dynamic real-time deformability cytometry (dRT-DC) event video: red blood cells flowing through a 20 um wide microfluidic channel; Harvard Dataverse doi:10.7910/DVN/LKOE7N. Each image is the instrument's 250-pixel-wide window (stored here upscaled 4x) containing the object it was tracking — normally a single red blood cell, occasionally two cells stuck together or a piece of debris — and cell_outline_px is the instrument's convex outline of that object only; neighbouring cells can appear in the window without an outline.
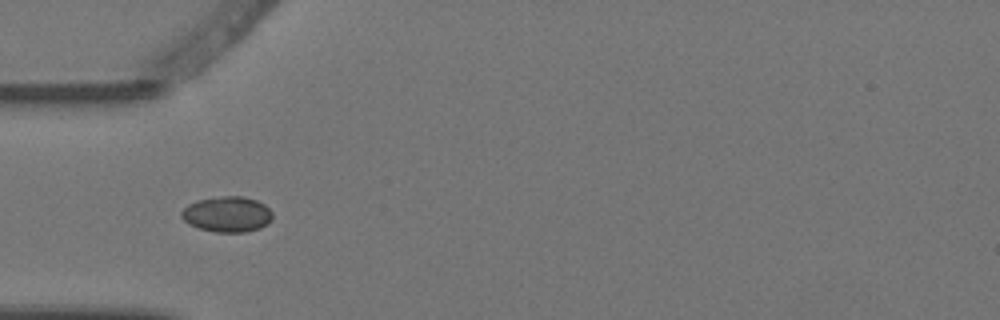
{"species": "Egyptian fruit bat (a non-hibernating species)", "species_latin": "Rousettus aegyptiacus", "temperature_condition": "warm", "stored_images_in_passage": 7, "camera_frame_rate_fps": 3000, "um_per_image_px": 0.085, "animal": {"sex": "female"}, "frame": {"image": 1, "passage_image": 4, "time_ms": 1.0, "image_size_px": [1000, 320], "cell_outline_px": [[272, 220], [268, 224], [260, 228], [244, 232], [216, 232], [200, 228], [188, 224], [180, 216], [180, 212], [188, 204], [200, 200], [220, 196], [244, 196], [256, 200], [264, 204], [272, 212]], "centroid_in_image_um": [19.32, 18.21], "position_along_channel_um": 65.7, "area_um2": 18.9}}
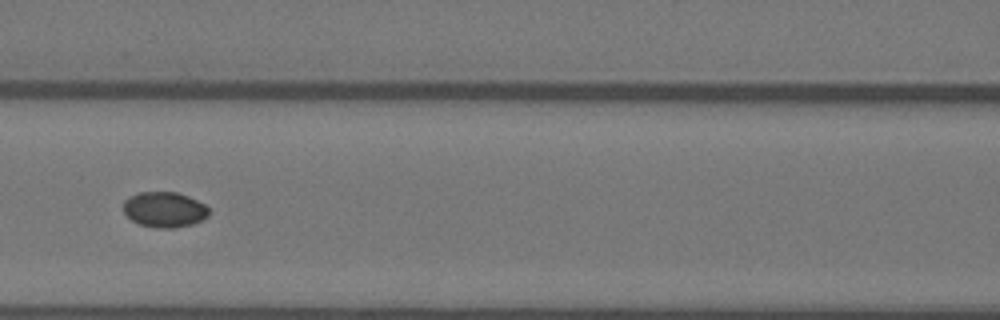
{"frame": {"image": 2, "passage_image": 6, "time_ms": 1.667, "image_size_px": [1000, 320], "cell_outline_px": [[208, 216], [192, 224], [172, 228], [156, 228], [140, 224], [132, 220], [124, 212], [124, 200], [136, 192], [176, 192], [188, 196], [204, 204], [208, 208]], "centroid_in_image_um": [13.96, 17.8], "position_along_channel_um": 152.6, "area_um2": 17.51}}
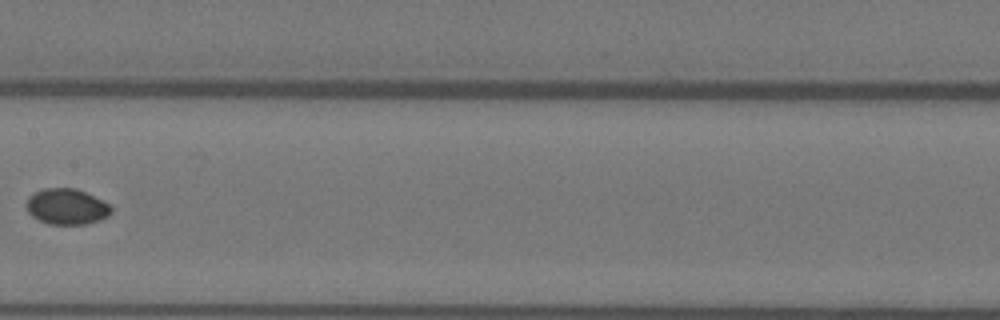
{"frame": {"image": 3, "passage_image": 7, "time_ms": 2.0, "image_size_px": [1000, 320], "cell_outline_px": [[112, 212], [108, 216], [100, 220], [84, 224], [48, 224], [32, 216], [28, 212], [28, 196], [40, 188], [76, 188], [104, 200], [112, 208]], "centroid_in_image_um": [5.69, 17.55], "position_along_channel_um": 201.7, "area_um2": 17.74}}